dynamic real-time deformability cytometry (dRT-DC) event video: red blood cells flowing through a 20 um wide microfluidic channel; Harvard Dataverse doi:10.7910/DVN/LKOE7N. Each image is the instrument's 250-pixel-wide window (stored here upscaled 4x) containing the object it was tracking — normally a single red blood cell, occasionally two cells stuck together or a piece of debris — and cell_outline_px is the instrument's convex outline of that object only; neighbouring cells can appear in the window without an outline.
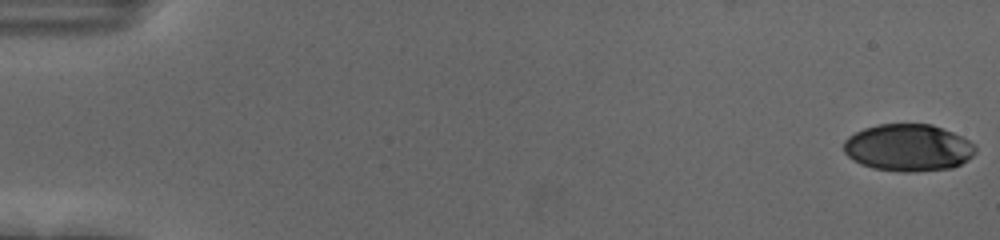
{"species": "human", "species_latin": "Homo sapiens", "temperature_condition": "cold", "stored_images_in_passage": 56, "camera_frame_rate_fps": 3000, "um_per_image_px": 0.085, "donor": {"sex": "female"}, "frame": {"image": 1, "passage_image": 1, "time_ms": 0.0, "image_size_px": [1000, 240], "cell_outline_px": [[976, 152], [968, 160], [952, 168], [912, 172], [904, 172], [872, 168], [860, 164], [852, 160], [844, 152], [844, 140], [848, 136], [864, 128], [880, 124], [932, 124], [952, 132], [968, 140], [976, 148]], "centroid_in_image_um": [77.18, 12.56], "position_along_channel_um": 7.8, "area_um2": 36.18}}
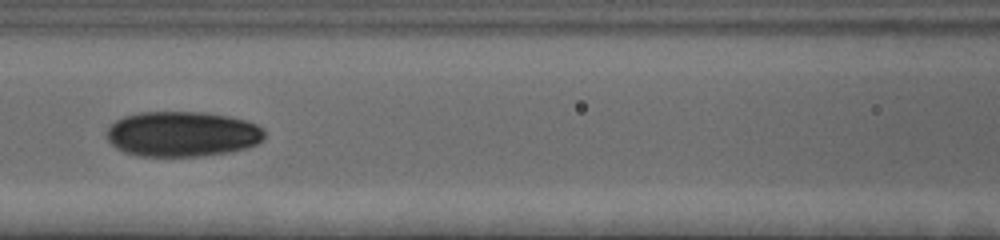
{"frame": {"image": 2, "passage_image": 26, "time_ms": 8.333, "image_size_px": [1000, 240], "cell_outline_px": [[264, 140], [256, 144], [244, 148], [228, 152], [200, 156], [140, 156], [124, 152], [116, 148], [104, 136], [104, 132], [116, 120], [124, 116], [140, 112], [204, 112], [228, 116], [244, 120], [256, 124], [264, 128]], "centroid_in_image_um": [15.46, 11.39], "position_along_channel_um": 151.1, "area_um2": 41.79}}
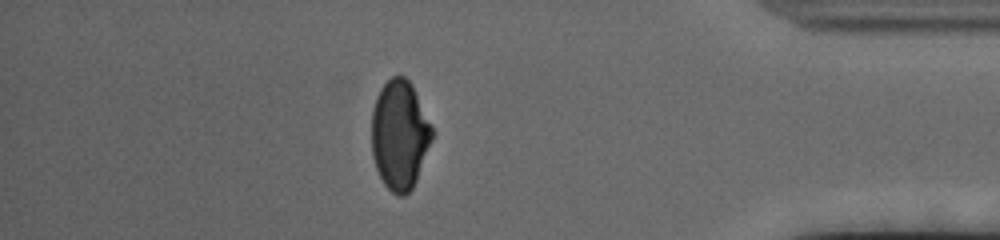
{"frame": {"image": 3, "passage_image": 49, "time_ms": 16.0, "image_size_px": [1000, 240], "cell_outline_px": [[432, 140], [416, 180], [412, 188], [404, 196], [396, 196], [384, 184], [376, 168], [372, 156], [372, 108], [376, 96], [380, 88], [392, 76], [404, 76], [412, 84], [432, 128]], "centroid_in_image_um": [33.95, 11.47], "position_along_channel_um": 401.3, "area_um2": 38.32}, "authors_computed_cell_mechanics": {"area_um2": 39.1884, "velocity_mm_per_s": 3.6895, "shape_relaxation_time_tau1_ms": 10.3742, "shape_relaxation_time_tau2_ms": 2.1952, "deformation_change_tau1": 0.2266, "deformation_change_tau2": 0.0532}}